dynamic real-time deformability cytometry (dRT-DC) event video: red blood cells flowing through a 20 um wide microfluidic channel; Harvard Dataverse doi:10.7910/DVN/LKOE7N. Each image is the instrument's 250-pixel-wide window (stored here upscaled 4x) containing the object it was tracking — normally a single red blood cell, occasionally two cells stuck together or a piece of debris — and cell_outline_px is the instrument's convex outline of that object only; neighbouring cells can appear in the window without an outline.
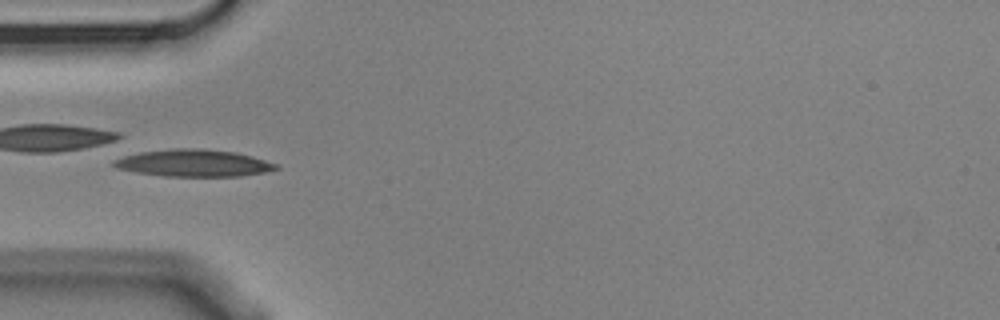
{"species": "Egyptian fruit bat (a non-hibernating species)", "species_latin": "Rousettus aegyptiacus", "temperature_condition": "cold", "stored_images_in_passage": 8, "camera_frame_rate_fps": 3000, "um_per_image_px": 0.085, "animal": {"sex": "male"}, "frame": {"image": 1, "passage_image": 5, "time_ms": 1.333, "image_size_px": [1000, 320], "cell_outline_px": [[280, 168], [264, 172], [240, 176], [164, 176], [136, 172], [116, 168], [112, 164], [112, 160], [124, 156], [140, 152], [172, 148], [200, 148], [236, 152], [252, 156], [280, 164]], "centroid_in_image_um": [16.47, 13.85], "position_along_channel_um": 68.5, "area_um2": 25.72}}
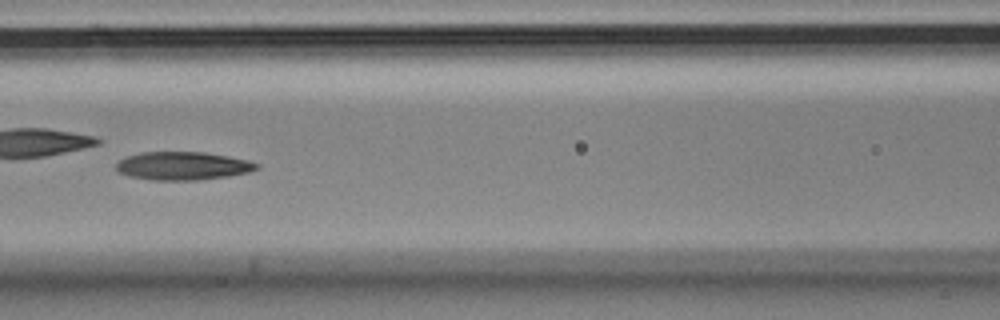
{"frame": {"image": 2, "passage_image": 7, "time_ms": 2.0, "image_size_px": [1000, 320], "cell_outline_px": [[260, 168], [248, 172], [228, 176], [196, 180], [152, 180], [128, 176], [116, 172], [116, 164], [120, 160], [128, 156], [140, 152], [204, 152], [228, 156], [248, 160], [260, 164]], "centroid_in_image_um": [15.53, 14.1], "position_along_channel_um": 151.1, "area_um2": 23.18}}
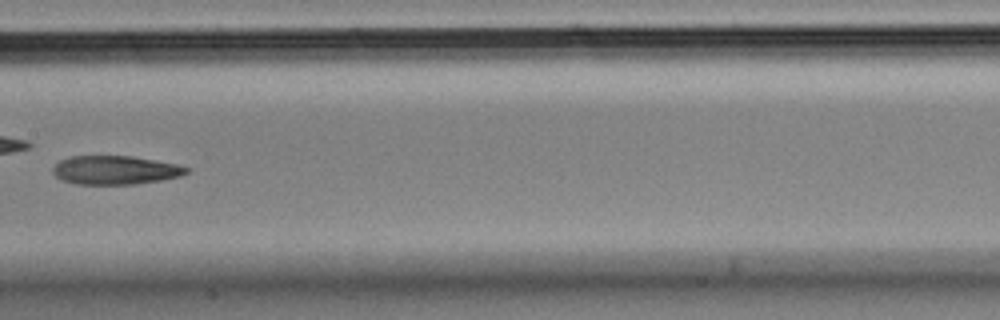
{"frame": {"image": 3, "passage_image": 8, "time_ms": 2.333, "image_size_px": [1000, 320], "cell_outline_px": [[188, 172], [180, 176], [160, 180], [136, 184], [76, 184], [64, 180], [56, 176], [52, 172], [52, 168], [60, 160], [68, 156], [132, 156], [176, 164], [188, 168]], "centroid_in_image_um": [9.76, 14.45], "position_along_channel_um": 197.6, "area_um2": 22.2}}